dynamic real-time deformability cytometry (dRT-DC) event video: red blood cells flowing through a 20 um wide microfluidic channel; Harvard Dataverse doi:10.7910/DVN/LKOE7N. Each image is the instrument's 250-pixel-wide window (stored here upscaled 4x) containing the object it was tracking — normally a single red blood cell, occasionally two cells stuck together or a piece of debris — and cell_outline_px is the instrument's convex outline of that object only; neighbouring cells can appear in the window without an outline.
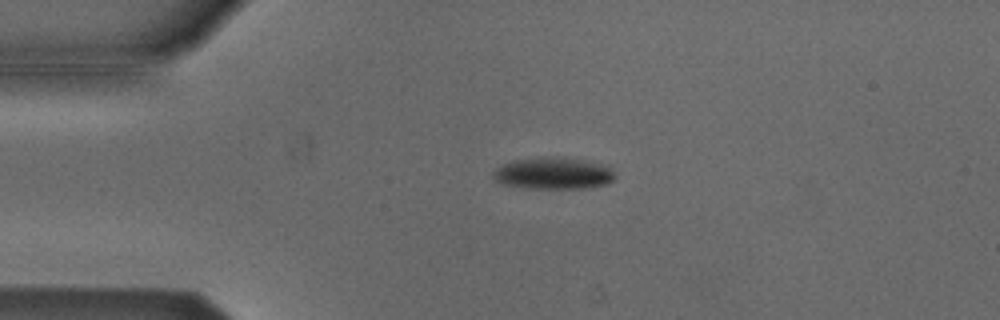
{"species": "Egyptian fruit bat (a non-hibernating species)", "species_latin": "Rousettus aegyptiacus", "temperature_condition": "cold", "stored_images_in_passage": 52, "camera_frame_rate_fps": 3000, "um_per_image_px": 0.085, "animal": {"sex": "male"}, "frame": {"image": 1, "passage_image": 11, "time_ms": 3.333, "image_size_px": [1000, 320], "cell_outline_px": [[616, 176], [608, 184], [584, 188], [528, 188], [504, 184], [496, 180], [492, 176], [492, 172], [500, 164], [512, 160], [540, 156], [544, 156], [588, 160], [612, 164], [616, 172]], "centroid_in_image_um": [47.11, 14.7], "position_along_channel_um": 37.9, "area_um2": 23.24}}
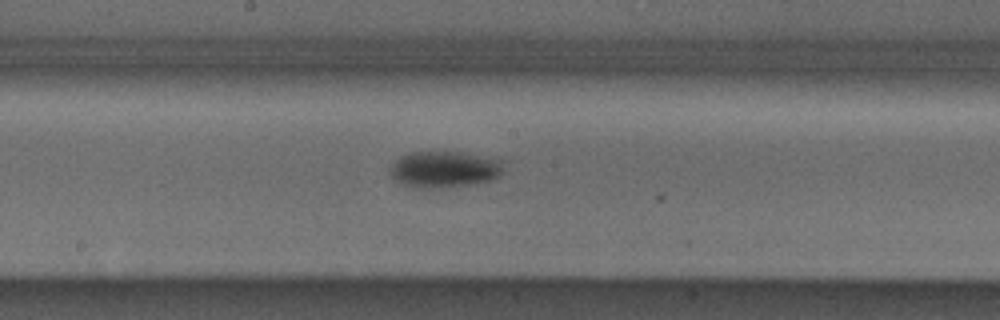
{"frame": {"image": 2, "passage_image": 27, "time_ms": 8.667, "image_size_px": [1000, 320], "cell_outline_px": [[504, 160], [500, 176], [492, 180], [476, 184], [448, 188], [412, 188], [400, 184], [388, 172], [388, 168], [400, 156], [412, 152], [432, 148], [460, 152]], "centroid_in_image_um": [37.73, 14.37], "position_along_channel_um": 210.5, "area_um2": 25.26}}
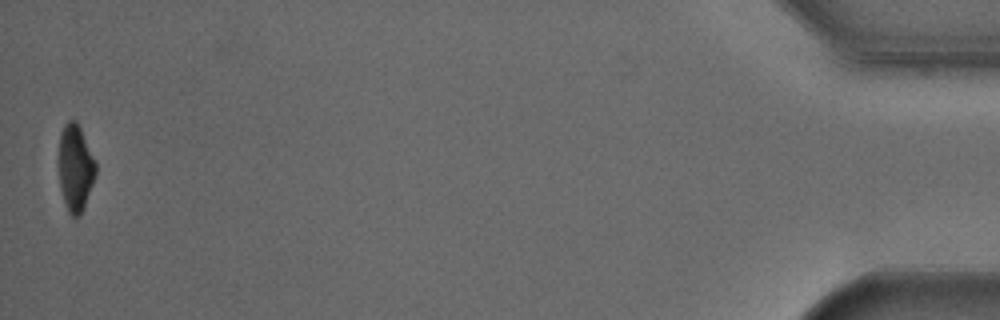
{"frame": {"image": 3, "passage_image": 52, "time_ms": 17.0, "image_size_px": [1000, 320], "cell_outline_px": [[96, 176], [84, 208], [80, 216], [72, 216], [68, 212], [60, 188], [56, 160], [60, 132], [64, 124], [68, 120], [76, 120], [80, 128], [96, 164]], "centroid_in_image_um": [6.36, 14.26], "position_along_channel_um": 428.8, "area_um2": 19.19}, "authors_computed_cell_mechanics": {"area_um2": 21.5883, "velocity_mm_per_s": 3.8116, "shape_relaxation_time_tau1_ms": 1.9503, "shape_relaxation_time_tau2_ms": null, "deformation_change_tau1": 0.1023, "deformation_change_tau2": null}}